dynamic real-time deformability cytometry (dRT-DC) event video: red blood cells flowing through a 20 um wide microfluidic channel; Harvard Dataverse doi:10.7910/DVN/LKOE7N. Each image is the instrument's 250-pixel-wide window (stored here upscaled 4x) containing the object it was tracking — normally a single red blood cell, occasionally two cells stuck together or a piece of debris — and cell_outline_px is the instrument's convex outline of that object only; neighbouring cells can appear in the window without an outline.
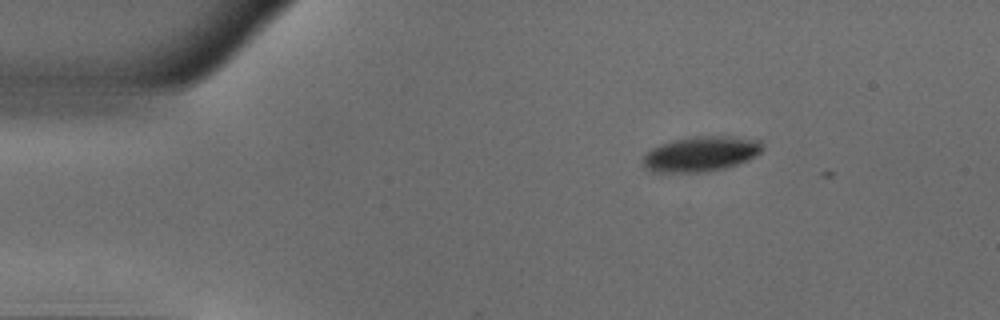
{"species": "common noctule bat (a hibernating species)", "species_latin": "Nyctalus noctula", "temperature_condition": "warm", "stored_images_in_passage": 3, "camera_frame_rate_fps": 3000, "um_per_image_px": 0.085, "animal": {"sex": "male", "body_mass_g": 18.8}, "frame": {"image": 1, "passage_image": 1, "time_ms": 0.0, "image_size_px": [1000, 320], "cell_outline_px": [[764, 148], [756, 156], [748, 160], [724, 168], [704, 172], [652, 172], [644, 168], [644, 156], [652, 148], [660, 144], [672, 140], [696, 136], [732, 136], [760, 140], [764, 144]], "centroid_in_image_um": [59.6, 13.08], "position_along_channel_um": 25.4, "area_um2": 24.51}}